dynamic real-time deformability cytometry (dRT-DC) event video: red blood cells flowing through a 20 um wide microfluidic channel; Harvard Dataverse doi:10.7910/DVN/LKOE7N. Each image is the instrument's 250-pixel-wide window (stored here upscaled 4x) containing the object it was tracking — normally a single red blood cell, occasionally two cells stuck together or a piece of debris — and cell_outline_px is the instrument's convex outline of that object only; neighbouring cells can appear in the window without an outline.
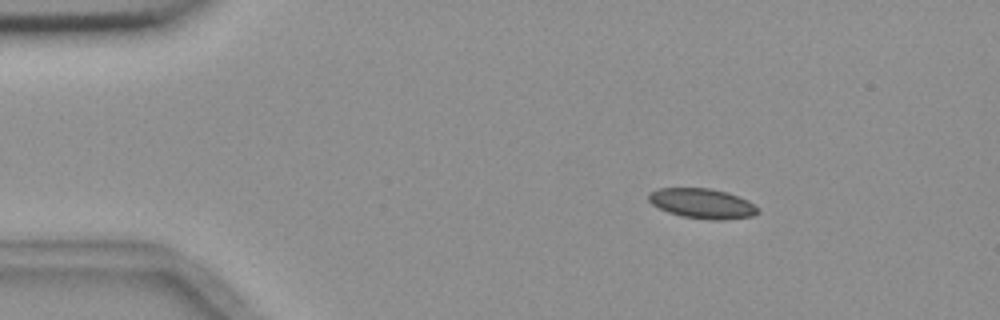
{"species": "common noctule bat (a hibernating species)", "species_latin": "Nyctalus noctula", "temperature_condition": "room temperature", "stored_images_in_passage": 5, "camera_frame_rate_fps": 3000, "um_per_image_px": 0.085, "animal": {"sex": "female", "body_mass_g": 18.4}, "frame": {"image": 1, "passage_image": 1, "time_ms": 0.0, "image_size_px": [1000, 320], "cell_outline_px": [[760, 212], [752, 216], [724, 220], [708, 220], [680, 216], [668, 212], [652, 204], [648, 200], [648, 192], [660, 188], [712, 188], [728, 192], [748, 200], [756, 204], [760, 208]], "centroid_in_image_um": [59.73, 17.3], "position_along_channel_um": 25.3, "area_um2": 19.42}}
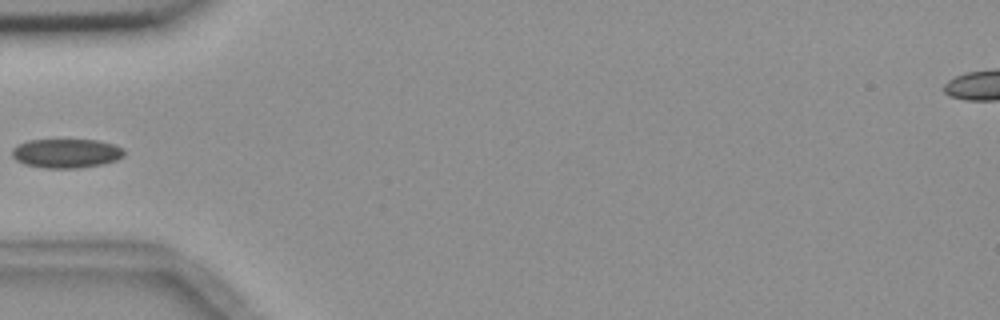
{"frame": {"image": 2, "passage_image": 4, "time_ms": 3.333, "image_size_px": [1000, 320], "cell_outline_px": [[124, 156], [116, 160], [104, 164], [80, 168], [44, 168], [24, 164], [16, 160], [12, 156], [12, 148], [16, 144], [28, 140], [96, 140], [116, 144], [124, 148]], "centroid_in_image_um": [5.64, 13.03], "position_along_channel_um": 79.4, "area_um2": 19.31}}